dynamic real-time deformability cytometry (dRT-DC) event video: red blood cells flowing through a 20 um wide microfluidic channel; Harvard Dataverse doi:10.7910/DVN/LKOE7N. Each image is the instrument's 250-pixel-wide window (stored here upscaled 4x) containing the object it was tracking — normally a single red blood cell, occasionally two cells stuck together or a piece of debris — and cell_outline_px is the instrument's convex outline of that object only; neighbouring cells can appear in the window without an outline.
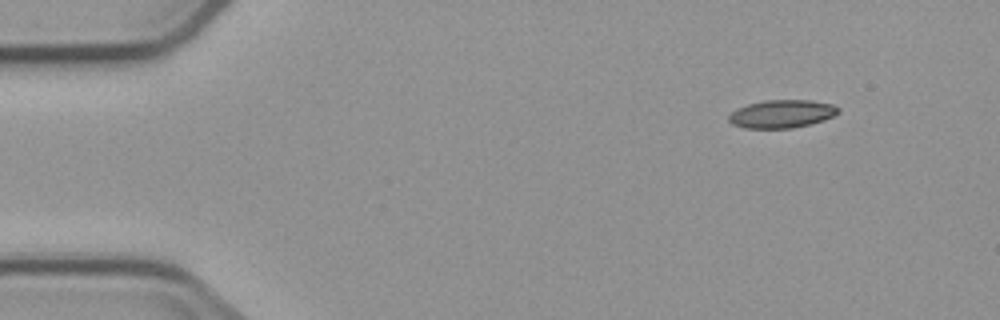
{"species": "common noctule bat (a hibernating species)", "species_latin": "Nyctalus noctula", "temperature_condition": "cold", "stored_images_in_passage": 3, "camera_frame_rate_fps": 3000, "um_per_image_px": 0.085, "animal": {"sex": "male", "body_mass_g": 23.1, "forearm_length_mm": 52.7}, "frame": {"image": 1, "passage_image": 1, "time_ms": 0.0, "image_size_px": [1000, 320], "cell_outline_px": [[840, 112], [824, 120], [792, 128], [744, 128], [732, 124], [728, 120], [728, 116], [736, 108], [748, 104], [764, 100], [812, 100], [832, 104], [840, 108]], "centroid_in_image_um": [66.44, 9.67], "position_along_channel_um": 18.6, "area_um2": 17.92}}
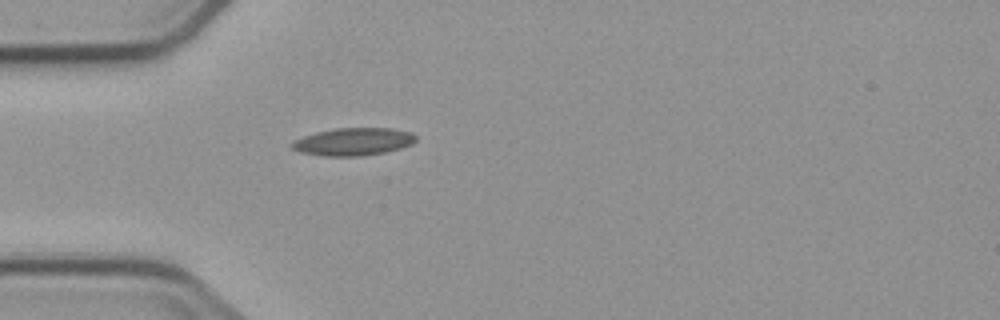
{"frame": {"image": 2, "passage_image": 3, "time_ms": 3.333, "image_size_px": [1000, 320], "cell_outline_px": [[416, 140], [412, 144], [400, 148], [384, 152], [360, 156], [324, 156], [300, 152], [292, 148], [292, 144], [296, 140], [304, 136], [316, 132], [336, 128], [392, 128], [412, 132], [416, 136]], "centroid_in_image_um": [30.07, 12.04], "position_along_channel_um": 54.9, "area_um2": 19.83}}